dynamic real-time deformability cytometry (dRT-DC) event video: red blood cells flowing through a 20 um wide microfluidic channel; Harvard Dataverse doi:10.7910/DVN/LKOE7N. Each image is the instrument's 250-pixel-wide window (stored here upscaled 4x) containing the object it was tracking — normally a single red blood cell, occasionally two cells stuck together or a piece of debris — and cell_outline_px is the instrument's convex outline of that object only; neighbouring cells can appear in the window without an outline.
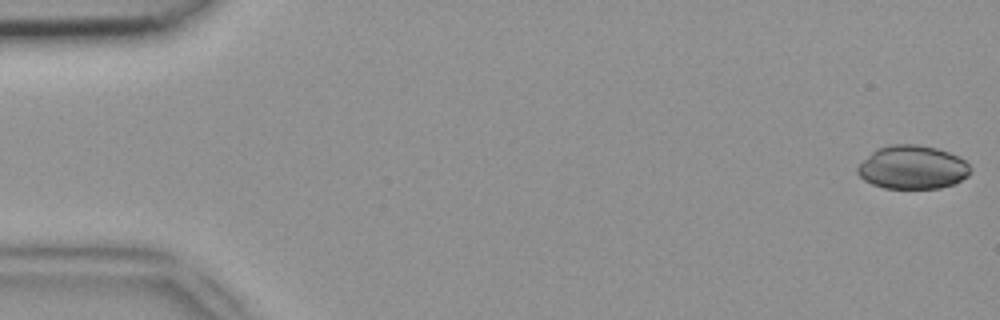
{"species": "common noctule bat (a hibernating species)", "species_latin": "Nyctalus noctula", "temperature_condition": "room temperature", "stored_images_in_passage": 49, "camera_frame_rate_fps": 3000, "um_per_image_px": 0.085, "animal": {"sex": "female", "body_mass_g": 18.4}, "frame": {"image": 1, "passage_image": 1, "time_ms": 0.0, "image_size_px": [1000, 320], "cell_outline_px": [[972, 168], [968, 176], [952, 184], [940, 188], [884, 188], [872, 184], [864, 180], [856, 172], [856, 168], [876, 148], [892, 144], [916, 144], [936, 148], [948, 152], [964, 160]], "centroid_in_image_um": [77.55, 14.22], "position_along_channel_um": 7.5, "area_um2": 28.5}}
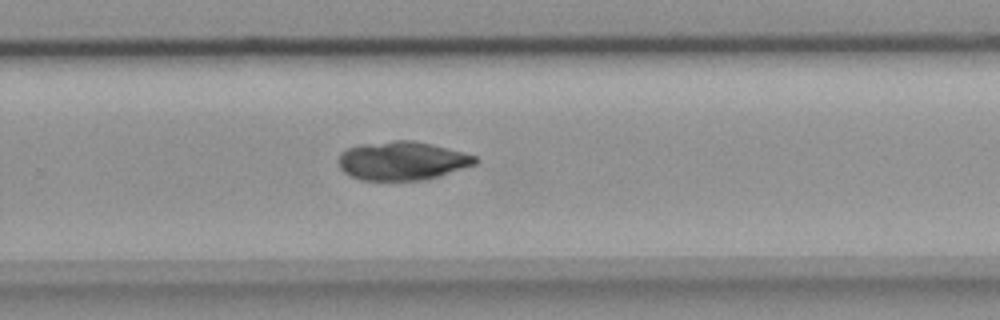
{"frame": {"image": 2, "passage_image": 32, "time_ms": 10.333, "image_size_px": [1000, 320], "cell_outline_px": [[480, 160], [476, 164], [440, 176], [424, 180], [360, 180], [348, 176], [340, 168], [336, 160], [340, 152], [348, 148], [360, 144], [396, 140], [412, 140], [432, 144], [464, 152], [476, 156]], "centroid_in_image_um": [34.16, 13.67], "position_along_channel_um": 295.6, "area_um2": 31.21}}
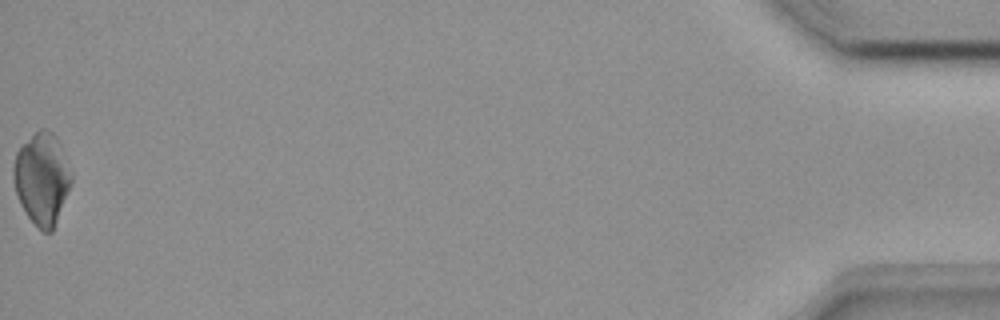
{"frame": {"image": 3, "passage_image": 49, "time_ms": 16.0, "image_size_px": [1000, 320], "cell_outline_px": [[72, 180], [52, 232], [44, 232], [28, 216], [20, 204], [16, 192], [12, 176], [12, 168], [16, 152], [40, 128], [48, 128], [56, 136], [60, 144], [72, 172]], "centroid_in_image_um": [3.56, 15.15], "position_along_channel_um": 431.6, "area_um2": 30.58}}